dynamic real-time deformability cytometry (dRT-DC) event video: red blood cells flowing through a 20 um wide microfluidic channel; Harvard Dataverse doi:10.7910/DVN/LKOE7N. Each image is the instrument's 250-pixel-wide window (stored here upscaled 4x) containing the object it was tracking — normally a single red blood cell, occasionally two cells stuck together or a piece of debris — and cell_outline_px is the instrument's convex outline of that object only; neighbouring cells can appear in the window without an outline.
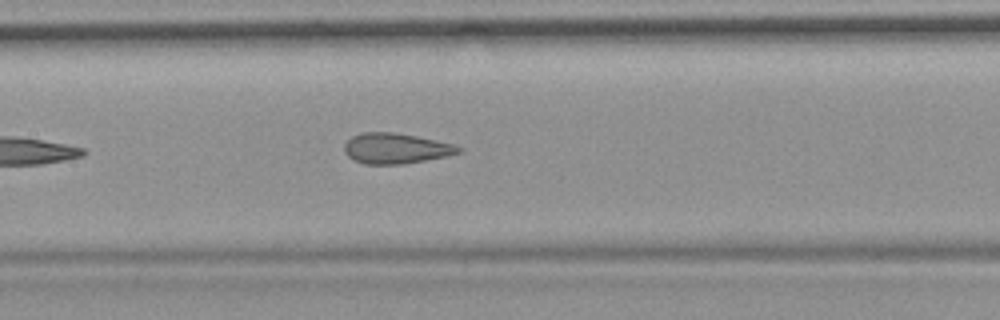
{"species": "common noctule bat (a hibernating species)", "species_latin": "Nyctalus noctula", "temperature_condition": "room temperature", "stored_images_in_passage": 7, "camera_frame_rate_fps": 3000, "um_per_image_px": 0.085, "animal": {"sex": "female", "body_mass_g": 19.9}, "frame": {"image": 1, "passage_image": 7, "time_ms": 7.333, "image_size_px": [1000, 320], "cell_outline_px": [[464, 148], [460, 152], [444, 156], [404, 164], [364, 164], [352, 160], [344, 152], [344, 144], [352, 136], [364, 132], [396, 132], [416, 136], [452, 144]], "centroid_in_image_um": [33.59, 12.61], "position_along_channel_um": 173.8, "area_um2": 20.17}}